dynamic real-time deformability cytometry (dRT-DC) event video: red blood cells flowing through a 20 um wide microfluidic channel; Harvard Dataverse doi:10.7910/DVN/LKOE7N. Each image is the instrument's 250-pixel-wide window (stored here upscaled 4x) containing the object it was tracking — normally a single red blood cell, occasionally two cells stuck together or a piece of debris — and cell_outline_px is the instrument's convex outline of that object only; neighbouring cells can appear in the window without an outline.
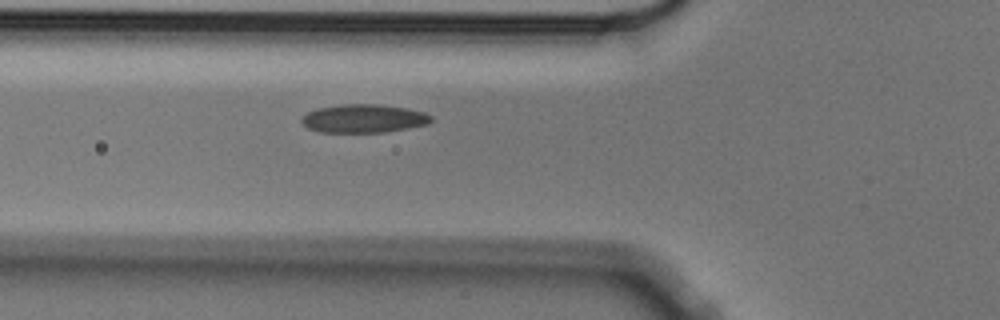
{"species": "Egyptian fruit bat (a non-hibernating species)", "species_latin": "Rousettus aegyptiacus", "temperature_condition": "cold", "stored_images_in_passage": 6, "camera_frame_rate_fps": 3000, "um_per_image_px": 0.085, "animal": {"sex": "male"}, "frame": {"image": 1, "passage_image": 6, "time_ms": 1.667, "image_size_px": [1000, 320], "cell_outline_px": [[432, 120], [428, 124], [408, 128], [384, 132], [320, 132], [308, 128], [300, 120], [308, 112], [316, 108], [340, 104], [380, 104], [404, 108], [424, 112], [432, 116]], "centroid_in_image_um": [30.91, 10.07], "position_along_channel_um": 94.9, "area_um2": 21.39}}